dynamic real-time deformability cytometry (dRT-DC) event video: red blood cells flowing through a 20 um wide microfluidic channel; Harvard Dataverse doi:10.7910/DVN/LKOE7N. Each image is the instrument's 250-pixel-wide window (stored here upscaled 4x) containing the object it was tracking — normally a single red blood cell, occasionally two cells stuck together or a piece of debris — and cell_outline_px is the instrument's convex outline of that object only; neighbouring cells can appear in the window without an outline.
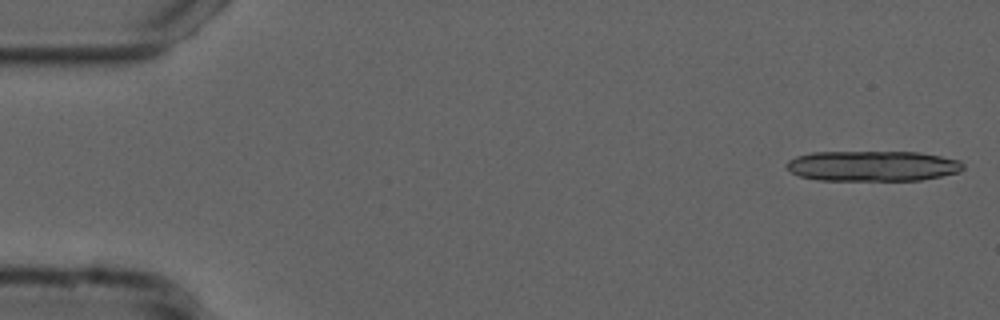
{"species": "common noctule bat (a hibernating species)", "species_latin": "Nyctalus noctula", "temperature_condition": "cold", "stored_images_in_passage": 14, "camera_frame_rate_fps": 3000, "um_per_image_px": 0.085, "animal": {"sex": "male", "forearm_length_mm": 52.5}, "frame": {"image": 1, "passage_image": 1, "time_ms": 0.0, "image_size_px": [1000, 320], "cell_outline_px": [[964, 168], [960, 172], [920, 180], [816, 180], [800, 176], [792, 172], [784, 164], [788, 160], [796, 156], [812, 152], [920, 152], [960, 160], [964, 164]], "centroid_in_image_um": [74.17, 14.1], "position_along_channel_um": 10.8, "area_um2": 31.39}}